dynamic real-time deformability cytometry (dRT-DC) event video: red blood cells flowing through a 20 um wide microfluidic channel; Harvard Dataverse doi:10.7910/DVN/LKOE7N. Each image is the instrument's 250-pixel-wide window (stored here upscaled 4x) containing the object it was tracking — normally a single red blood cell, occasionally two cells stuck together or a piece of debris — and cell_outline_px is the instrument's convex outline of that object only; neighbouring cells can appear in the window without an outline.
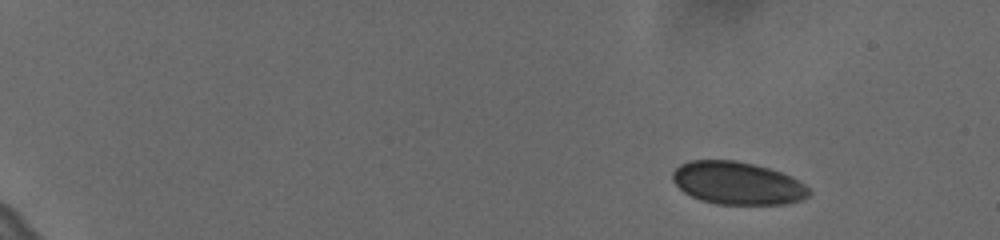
{"species": "human", "species_latin": "Homo sapiens", "temperature_condition": "cold", "stored_images_in_passage": 53, "camera_frame_rate_fps": 3000, "um_per_image_px": 0.085, "donor": {"sex": "female"}, "frame": {"image": 1, "passage_image": 1, "time_ms": 0.0, "image_size_px": [1000, 240], "cell_outline_px": [[812, 192], [804, 200], [788, 204], [716, 204], [700, 200], [684, 192], [672, 180], [672, 172], [680, 164], [692, 160], [736, 160], [768, 168], [792, 176], [804, 184]], "centroid_in_image_um": [62.7, 15.57], "position_along_channel_um": 22.3, "area_um2": 34.1}}
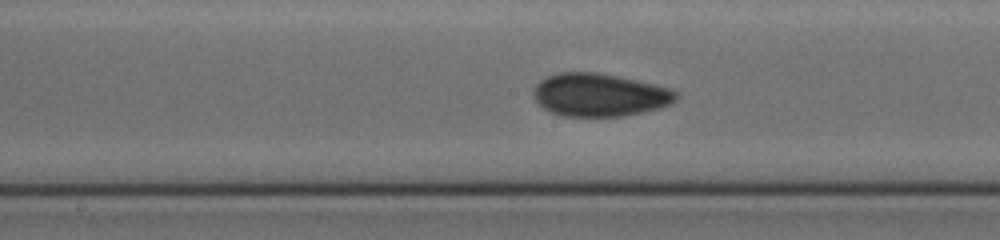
{"frame": {"image": 2, "passage_image": 28, "time_ms": 9.0, "image_size_px": [1000, 240], "cell_outline_px": [[680, 96], [672, 104], [660, 108], [624, 116], [564, 116], [548, 112], [532, 96], [532, 92], [536, 84], [540, 80], [548, 76], [560, 72], [596, 72], [636, 80], [672, 88], [680, 92]], "centroid_in_image_um": [50.99, 8.07], "position_along_channel_um": 197.2, "area_um2": 36.01}}
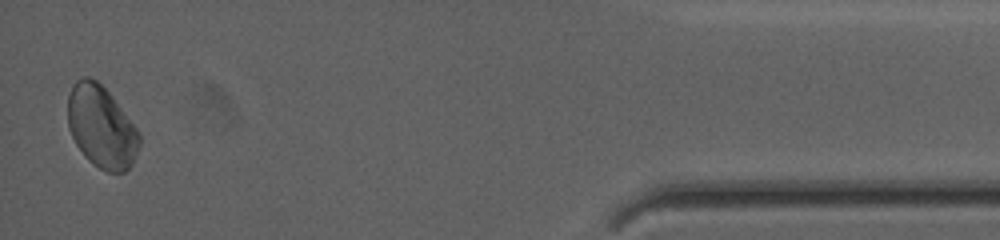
{"frame": {"image": 3, "passage_image": 52, "time_ms": 17.0, "image_size_px": [1000, 240], "cell_outline_px": [[140, 144], [136, 156], [132, 164], [124, 172], [108, 172], [100, 168], [88, 160], [76, 144], [68, 128], [68, 96], [72, 84], [76, 80], [84, 76], [88, 76], [96, 80], [112, 96], [140, 132]], "centroid_in_image_um": [8.62, 10.77], "position_along_channel_um": 426.6, "area_um2": 34.22}, "authors_computed_cell_mechanics": {"area_um2": 34.6222, "velocity_mm_per_s": 3.6131, "shape_relaxation_time_tau1_ms": null, "shape_relaxation_time_tau2_ms": 1.2463, "deformation_change_tau1": null, "deformation_change_tau2": 0.0463}}